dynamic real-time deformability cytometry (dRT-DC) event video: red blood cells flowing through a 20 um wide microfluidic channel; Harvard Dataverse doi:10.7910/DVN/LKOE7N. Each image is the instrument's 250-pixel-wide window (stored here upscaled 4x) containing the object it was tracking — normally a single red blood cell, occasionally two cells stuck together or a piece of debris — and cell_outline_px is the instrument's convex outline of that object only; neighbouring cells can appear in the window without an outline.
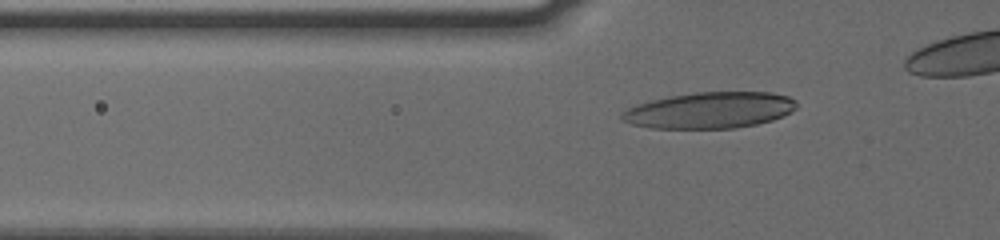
{"species": "human", "species_latin": "Homo sapiens", "temperature_condition": "cold", "stored_images_in_passage": 38, "camera_frame_rate_fps": 3000, "um_per_image_px": 0.085, "donor": {"sex": "male"}, "frame": {"image": 1, "passage_image": 8, "time_ms": 2.333, "image_size_px": [1000, 240], "cell_outline_px": [[796, 108], [792, 112], [784, 116], [772, 120], [756, 124], [736, 128], [648, 128], [632, 124], [620, 120], [620, 116], [628, 108], [636, 104], [652, 100], [672, 96], [696, 92], [772, 92], [788, 96], [796, 100]], "centroid_in_image_um": [60.35, 9.37], "position_along_channel_um": 65.4, "area_um2": 36.93}}
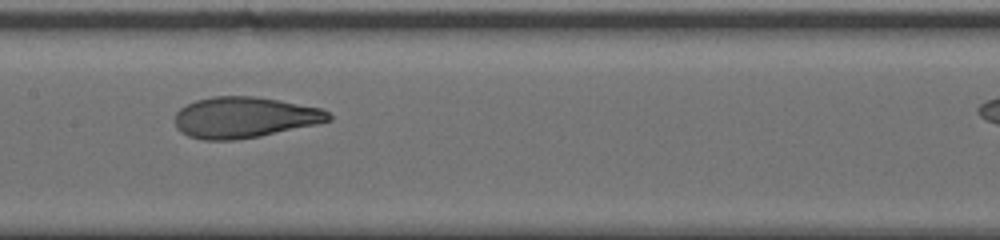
{"frame": {"image": 2, "passage_image": 18, "time_ms": 5.667, "image_size_px": [1000, 240], "cell_outline_px": [[332, 120], [316, 124], [260, 136], [236, 140], [200, 140], [188, 136], [180, 132], [176, 128], [176, 112], [180, 108], [196, 100], [212, 96], [252, 96], [280, 100], [320, 108], [328, 112], [332, 116]], "centroid_in_image_um": [20.75, 9.98], "position_along_channel_um": 186.6, "area_um2": 36.7}}
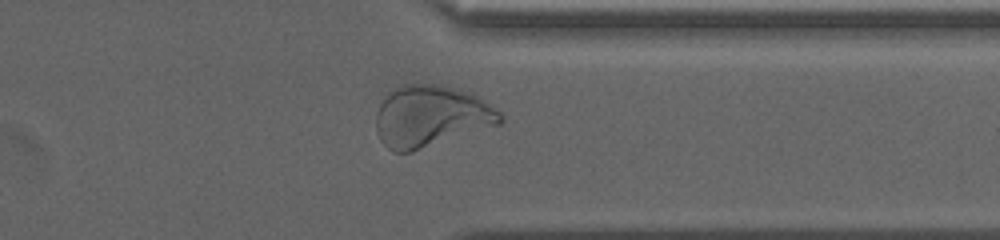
{"frame": {"image": 3, "passage_image": 33, "time_ms": 10.667, "image_size_px": [1000, 240], "cell_outline_px": [[504, 120], [500, 124], [412, 152], [392, 152], [380, 140], [376, 132], [376, 112], [380, 104], [388, 92], [400, 84], [444, 84], [472, 92], [500, 112], [504, 116]], "centroid_in_image_um": [36.62, 9.87], "position_along_channel_um": 374.8, "area_um2": 44.97}}